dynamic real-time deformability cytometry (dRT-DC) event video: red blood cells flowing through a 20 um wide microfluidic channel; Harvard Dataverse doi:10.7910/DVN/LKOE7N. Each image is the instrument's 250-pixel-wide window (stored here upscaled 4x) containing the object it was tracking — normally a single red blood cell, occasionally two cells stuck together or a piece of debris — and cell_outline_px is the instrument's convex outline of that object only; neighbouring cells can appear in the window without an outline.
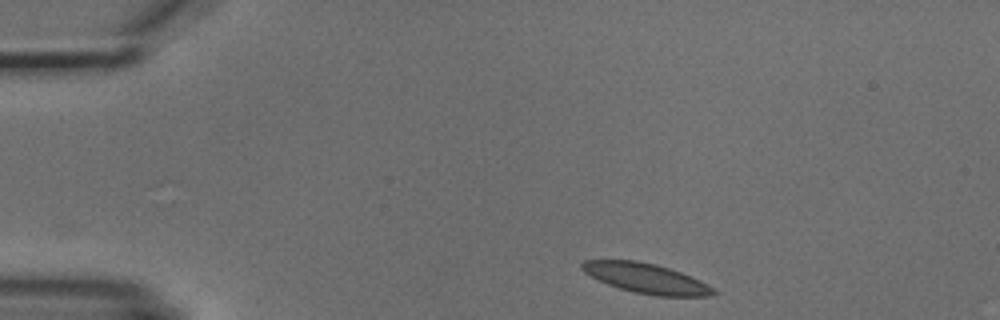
{"species": "common noctule bat (a hibernating species)", "species_latin": "Nyctalus noctula", "temperature_condition": "cold", "stored_images_in_passage": 4, "camera_frame_rate_fps": 3000, "um_per_image_px": 0.085, "animal": {"sex": "male", "body_mass_g": 18.8}, "frame": {"image": 1, "passage_image": 1, "time_ms": 0.0, "image_size_px": [1000, 320], "cell_outline_px": [[720, 292], [708, 296], [656, 296], [636, 292], [620, 288], [608, 284], [584, 272], [580, 268], [580, 264], [584, 260], [636, 260], [656, 264], [692, 276], [708, 284]], "centroid_in_image_um": [54.96, 23.65], "position_along_channel_um": 30.0, "area_um2": 22.83}}
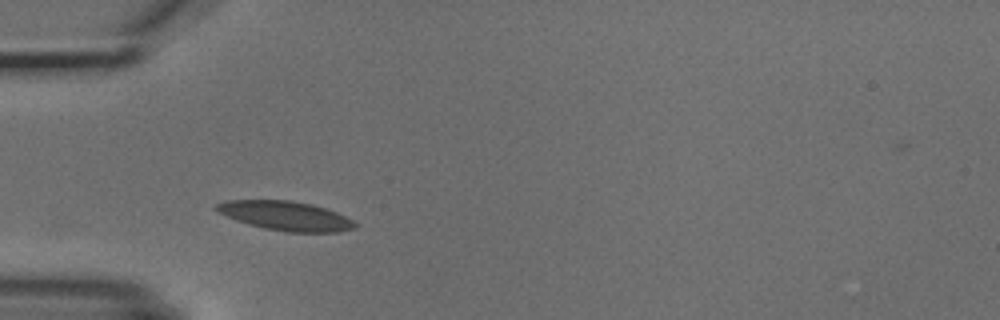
{"frame": {"image": 2, "passage_image": 3, "time_ms": 2.333, "image_size_px": [1000, 320], "cell_outline_px": [[360, 224], [356, 228], [340, 232], [288, 232], [264, 228], [248, 224], [236, 220], [212, 208], [216, 204], [224, 200], [292, 200], [312, 204], [336, 212]], "centroid_in_image_um": [24.3, 18.34], "position_along_channel_um": 60.7, "area_um2": 23.7}}
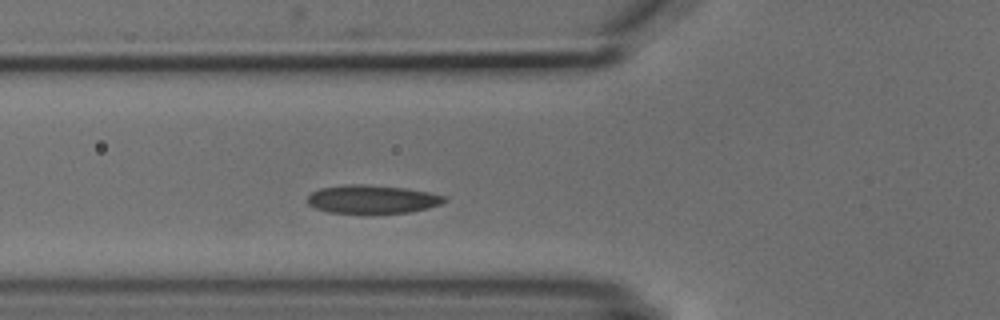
{"frame": {"image": 3, "passage_image": 4, "time_ms": 3.333, "image_size_px": [1000, 320], "cell_outline_px": [[448, 200], [440, 204], [428, 208], [408, 212], [364, 216], [328, 212], [316, 208], [308, 204], [304, 200], [312, 192], [320, 188], [344, 184], [364, 184], [404, 188], [428, 192], [444, 196]], "centroid_in_image_um": [31.58, 16.97], "position_along_channel_um": 94.2, "area_um2": 23.52}}